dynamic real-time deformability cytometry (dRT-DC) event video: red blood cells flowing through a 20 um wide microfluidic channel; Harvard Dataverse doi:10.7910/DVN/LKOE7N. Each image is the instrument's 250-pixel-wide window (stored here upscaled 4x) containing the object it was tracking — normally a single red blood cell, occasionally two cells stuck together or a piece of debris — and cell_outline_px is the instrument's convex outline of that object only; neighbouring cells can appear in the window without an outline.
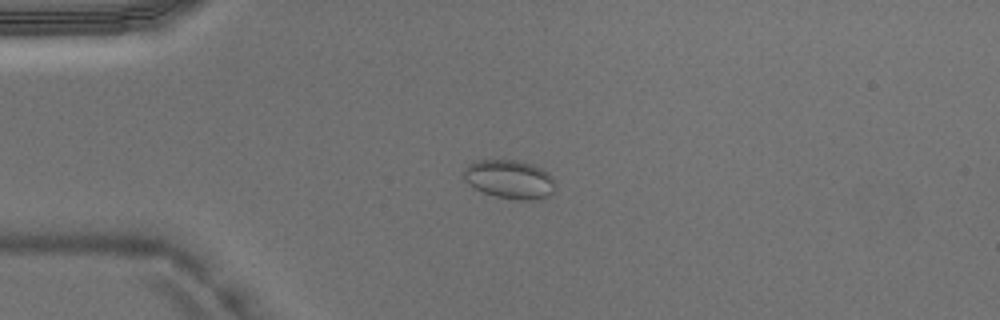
{"species": "Egyptian fruit bat (a non-hibernating species)", "species_latin": "Rousettus aegyptiacus", "temperature_condition": "warm", "stored_images_in_passage": 36, "camera_frame_rate_fps": 3000, "um_per_image_px": 0.085, "animal": {"sex": "male"}, "frame": {"image": 1, "passage_image": 1, "time_ms": 0.0, "image_size_px": [1000, 320], "cell_outline_px": [[552, 192], [544, 200], [516, 200], [496, 196], [484, 192], [468, 184], [464, 180], [464, 168], [468, 164], [476, 160], [516, 160], [532, 164], [548, 172], [552, 176]], "centroid_in_image_um": [43.3, 15.24], "position_along_channel_um": 41.7, "area_um2": 20.63}}
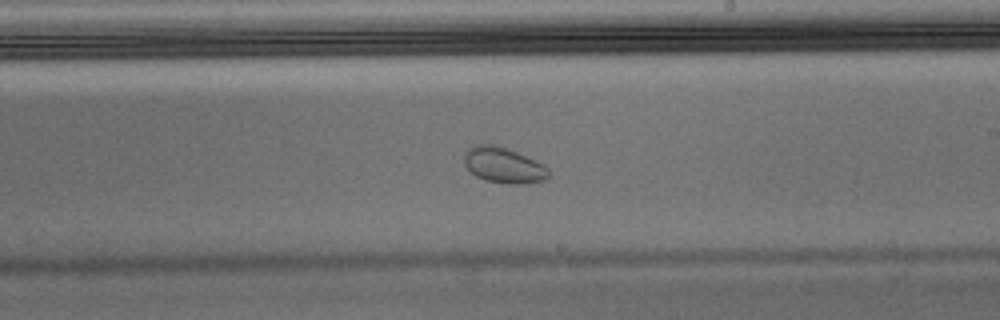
{"frame": {"image": 2, "passage_image": 17, "time_ms": 5.333, "image_size_px": [1000, 320], "cell_outline_px": [[548, 176], [544, 180], [520, 184], [508, 184], [484, 180], [476, 176], [464, 164], [464, 156], [468, 148], [472, 144], [492, 144], [516, 152], [536, 160], [544, 164], [548, 168]], "centroid_in_image_um": [42.79, 14.04], "position_along_channel_um": 246.2, "area_um2": 17.46}}
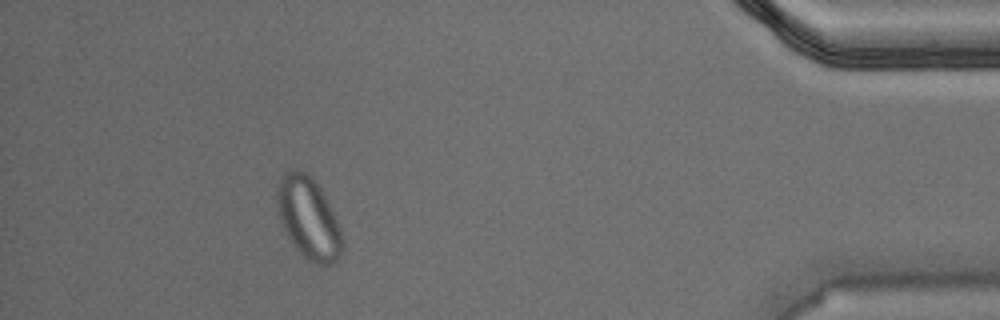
{"frame": {"image": 3, "passage_image": 32, "time_ms": 10.333, "image_size_px": [1000, 320], "cell_outline_px": [[344, 244], [340, 256], [332, 264], [324, 268], [308, 260], [296, 248], [288, 236], [276, 212], [276, 188], [284, 176], [292, 168], [296, 168], [304, 172], [320, 188], [340, 228], [344, 240]], "centroid_in_image_um": [26.22, 18.6], "position_along_channel_um": 409.0, "area_um2": 30.81}}